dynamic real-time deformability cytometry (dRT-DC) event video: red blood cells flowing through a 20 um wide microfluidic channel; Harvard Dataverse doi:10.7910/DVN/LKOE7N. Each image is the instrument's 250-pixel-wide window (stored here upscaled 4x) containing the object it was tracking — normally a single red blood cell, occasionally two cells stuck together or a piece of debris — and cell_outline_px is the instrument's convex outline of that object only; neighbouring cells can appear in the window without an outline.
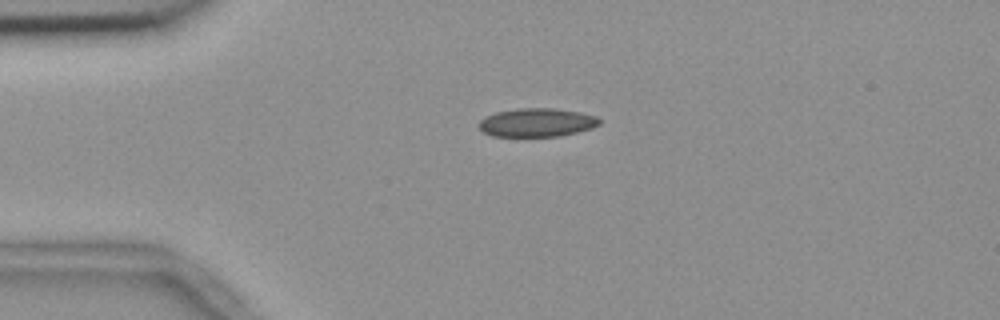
{"species": "common noctule bat (a hibernating species)", "species_latin": "Nyctalus noctula", "temperature_condition": "room temperature", "stored_images_in_passage": 4, "camera_frame_rate_fps": 3000, "um_per_image_px": 0.085, "animal": {"sex": "female", "body_mass_g": 18.4}, "frame": {"image": 1, "passage_image": 3, "time_ms": 0.667, "image_size_px": [1000, 320], "cell_outline_px": [[600, 124], [592, 128], [560, 136], [492, 136], [484, 132], [480, 128], [480, 120], [484, 116], [496, 112], [516, 108], [556, 108], [580, 112], [596, 116], [600, 120]], "centroid_in_image_um": [45.64, 10.4], "position_along_channel_um": 39.4, "area_um2": 20.06}}